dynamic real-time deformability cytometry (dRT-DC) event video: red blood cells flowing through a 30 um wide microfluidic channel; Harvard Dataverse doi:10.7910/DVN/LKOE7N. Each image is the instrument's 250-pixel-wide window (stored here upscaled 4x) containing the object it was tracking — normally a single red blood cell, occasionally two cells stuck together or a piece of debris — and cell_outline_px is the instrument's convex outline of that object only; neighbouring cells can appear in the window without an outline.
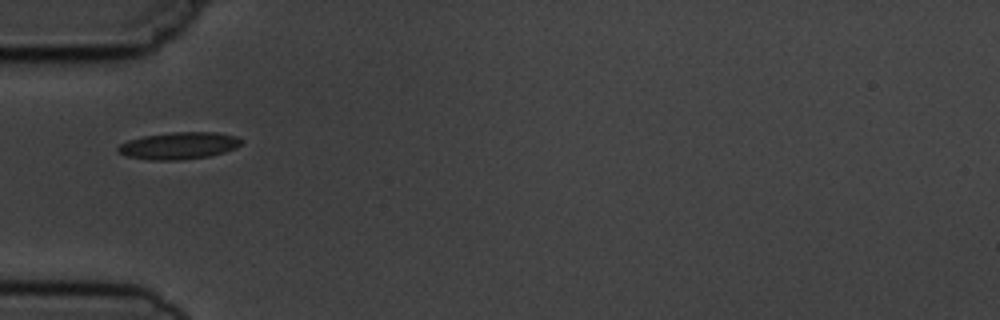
{"species": "common noctule bat (a hibernating species)", "species_latin": "Nyctalus noctula", "temperature_condition": "cold", "stored_images_in_passage": 3, "camera_frame_rate_fps": 3000, "um_per_image_px": 0.085, "animal": {"sex": "male", "body_mass_g": 19.5, "forearm_length_mm": 54.6}, "frame": {"image": 1, "passage_image": 1, "time_ms": 0.0, "image_size_px": [1000, 320], "cell_outline_px": [[244, 140], [236, 148], [224, 152], [208, 156], [180, 160], [152, 160], [128, 156], [120, 152], [116, 148], [120, 144], [128, 140], [144, 136], [172, 132], [216, 132], [236, 136]], "centroid_in_image_um": [15.23, 12.37], "position_along_channel_um": 69.8, "area_um2": 19.31}}
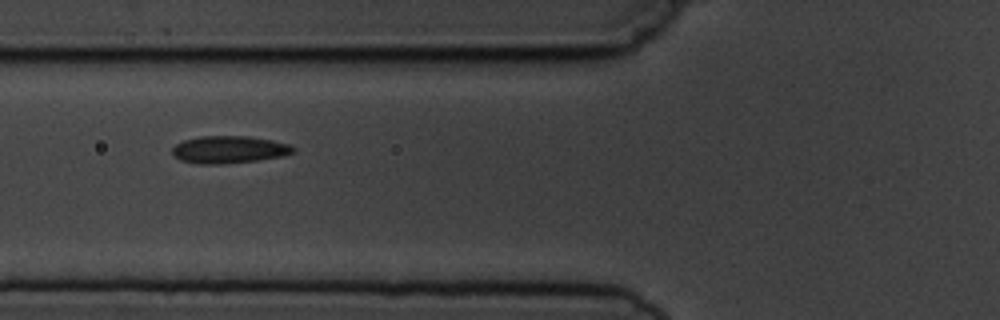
{"frame": {"image": 2, "passage_image": 2, "time_ms": 1.0, "image_size_px": [1000, 320], "cell_outline_px": [[296, 152], [284, 156], [256, 160], [220, 164], [200, 164], [180, 160], [172, 152], [172, 148], [176, 144], [184, 140], [200, 136], [248, 136], [272, 140], [288, 144], [296, 148]], "centroid_in_image_um": [19.5, 12.71], "position_along_channel_um": 106.3, "area_um2": 19.25}}
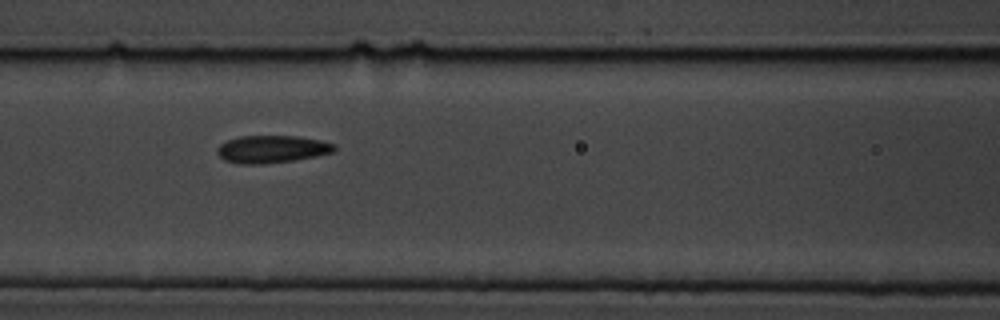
{"frame": {"image": 3, "passage_image": 3, "time_ms": 2.0, "image_size_px": [1000, 320], "cell_outline_px": [[336, 148], [332, 152], [316, 156], [292, 160], [264, 164], [240, 164], [224, 160], [216, 152], [216, 148], [220, 144], [228, 140], [240, 136], [300, 136], [320, 140], [336, 144]], "centroid_in_image_um": [23.09, 12.67], "position_along_channel_um": 143.5, "area_um2": 18.79}}